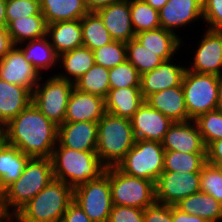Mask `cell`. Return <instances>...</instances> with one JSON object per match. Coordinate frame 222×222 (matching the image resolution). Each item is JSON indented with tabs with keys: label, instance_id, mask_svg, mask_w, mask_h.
<instances>
[{
	"label": "cell",
	"instance_id": "1",
	"mask_svg": "<svg viewBox=\"0 0 222 222\" xmlns=\"http://www.w3.org/2000/svg\"><path fill=\"white\" fill-rule=\"evenodd\" d=\"M7 143L31 158H51L57 144L58 126L32 102L4 126Z\"/></svg>",
	"mask_w": 222,
	"mask_h": 222
},
{
	"label": "cell",
	"instance_id": "2",
	"mask_svg": "<svg viewBox=\"0 0 222 222\" xmlns=\"http://www.w3.org/2000/svg\"><path fill=\"white\" fill-rule=\"evenodd\" d=\"M56 146L51 156L54 179L63 181L73 190L105 173L107 167L96 151L74 150L58 143Z\"/></svg>",
	"mask_w": 222,
	"mask_h": 222
},
{
	"label": "cell",
	"instance_id": "3",
	"mask_svg": "<svg viewBox=\"0 0 222 222\" xmlns=\"http://www.w3.org/2000/svg\"><path fill=\"white\" fill-rule=\"evenodd\" d=\"M53 179L51 158H31L22 175L2 192L5 214L14 216Z\"/></svg>",
	"mask_w": 222,
	"mask_h": 222
},
{
	"label": "cell",
	"instance_id": "4",
	"mask_svg": "<svg viewBox=\"0 0 222 222\" xmlns=\"http://www.w3.org/2000/svg\"><path fill=\"white\" fill-rule=\"evenodd\" d=\"M135 141L130 119L106 112L98 121L96 153L107 168L117 166Z\"/></svg>",
	"mask_w": 222,
	"mask_h": 222
},
{
	"label": "cell",
	"instance_id": "5",
	"mask_svg": "<svg viewBox=\"0 0 222 222\" xmlns=\"http://www.w3.org/2000/svg\"><path fill=\"white\" fill-rule=\"evenodd\" d=\"M73 201V189L53 179L13 217L18 222H61L67 206Z\"/></svg>",
	"mask_w": 222,
	"mask_h": 222
},
{
	"label": "cell",
	"instance_id": "6",
	"mask_svg": "<svg viewBox=\"0 0 222 222\" xmlns=\"http://www.w3.org/2000/svg\"><path fill=\"white\" fill-rule=\"evenodd\" d=\"M219 76L196 73L186 69L182 89L188 111V121L217 110Z\"/></svg>",
	"mask_w": 222,
	"mask_h": 222
},
{
	"label": "cell",
	"instance_id": "7",
	"mask_svg": "<svg viewBox=\"0 0 222 222\" xmlns=\"http://www.w3.org/2000/svg\"><path fill=\"white\" fill-rule=\"evenodd\" d=\"M164 152L161 142L136 140L117 167L127 175L155 183L163 172Z\"/></svg>",
	"mask_w": 222,
	"mask_h": 222
},
{
	"label": "cell",
	"instance_id": "8",
	"mask_svg": "<svg viewBox=\"0 0 222 222\" xmlns=\"http://www.w3.org/2000/svg\"><path fill=\"white\" fill-rule=\"evenodd\" d=\"M112 203L145 209L156 202L155 183L130 176L117 166L110 167Z\"/></svg>",
	"mask_w": 222,
	"mask_h": 222
},
{
	"label": "cell",
	"instance_id": "9",
	"mask_svg": "<svg viewBox=\"0 0 222 222\" xmlns=\"http://www.w3.org/2000/svg\"><path fill=\"white\" fill-rule=\"evenodd\" d=\"M73 200L93 222H108L113 206L110 167L97 179L89 180L73 190Z\"/></svg>",
	"mask_w": 222,
	"mask_h": 222
},
{
	"label": "cell",
	"instance_id": "10",
	"mask_svg": "<svg viewBox=\"0 0 222 222\" xmlns=\"http://www.w3.org/2000/svg\"><path fill=\"white\" fill-rule=\"evenodd\" d=\"M43 85L40 81L34 88L32 103L49 120L59 126L64 123L68 101L74 89V83L59 78L54 74V76H50Z\"/></svg>",
	"mask_w": 222,
	"mask_h": 222
},
{
	"label": "cell",
	"instance_id": "11",
	"mask_svg": "<svg viewBox=\"0 0 222 222\" xmlns=\"http://www.w3.org/2000/svg\"><path fill=\"white\" fill-rule=\"evenodd\" d=\"M200 191V172L163 171L155 182L156 202L171 206Z\"/></svg>",
	"mask_w": 222,
	"mask_h": 222
},
{
	"label": "cell",
	"instance_id": "12",
	"mask_svg": "<svg viewBox=\"0 0 222 222\" xmlns=\"http://www.w3.org/2000/svg\"><path fill=\"white\" fill-rule=\"evenodd\" d=\"M39 74L40 72L25 59L23 52L17 46H13L0 60V79L23 86L31 93L40 80L42 81Z\"/></svg>",
	"mask_w": 222,
	"mask_h": 222
},
{
	"label": "cell",
	"instance_id": "13",
	"mask_svg": "<svg viewBox=\"0 0 222 222\" xmlns=\"http://www.w3.org/2000/svg\"><path fill=\"white\" fill-rule=\"evenodd\" d=\"M205 34V35H204ZM189 71L222 76V30L207 29Z\"/></svg>",
	"mask_w": 222,
	"mask_h": 222
},
{
	"label": "cell",
	"instance_id": "14",
	"mask_svg": "<svg viewBox=\"0 0 222 222\" xmlns=\"http://www.w3.org/2000/svg\"><path fill=\"white\" fill-rule=\"evenodd\" d=\"M130 120L136 140L162 142L165 133L173 124L169 117L153 109L146 101L138 108Z\"/></svg>",
	"mask_w": 222,
	"mask_h": 222
},
{
	"label": "cell",
	"instance_id": "15",
	"mask_svg": "<svg viewBox=\"0 0 222 222\" xmlns=\"http://www.w3.org/2000/svg\"><path fill=\"white\" fill-rule=\"evenodd\" d=\"M161 143L165 150L206 153V146L194 120L173 122Z\"/></svg>",
	"mask_w": 222,
	"mask_h": 222
},
{
	"label": "cell",
	"instance_id": "16",
	"mask_svg": "<svg viewBox=\"0 0 222 222\" xmlns=\"http://www.w3.org/2000/svg\"><path fill=\"white\" fill-rule=\"evenodd\" d=\"M98 122H64L58 126L57 143L79 151H96Z\"/></svg>",
	"mask_w": 222,
	"mask_h": 222
},
{
	"label": "cell",
	"instance_id": "17",
	"mask_svg": "<svg viewBox=\"0 0 222 222\" xmlns=\"http://www.w3.org/2000/svg\"><path fill=\"white\" fill-rule=\"evenodd\" d=\"M199 18L203 19L202 0H168L159 10L161 28L173 33Z\"/></svg>",
	"mask_w": 222,
	"mask_h": 222
},
{
	"label": "cell",
	"instance_id": "18",
	"mask_svg": "<svg viewBox=\"0 0 222 222\" xmlns=\"http://www.w3.org/2000/svg\"><path fill=\"white\" fill-rule=\"evenodd\" d=\"M115 41L128 42L135 38L131 15L130 0L114 2L96 11Z\"/></svg>",
	"mask_w": 222,
	"mask_h": 222
},
{
	"label": "cell",
	"instance_id": "19",
	"mask_svg": "<svg viewBox=\"0 0 222 222\" xmlns=\"http://www.w3.org/2000/svg\"><path fill=\"white\" fill-rule=\"evenodd\" d=\"M171 61H163L157 68L141 75L140 91L144 99L153 93L182 84L186 66Z\"/></svg>",
	"mask_w": 222,
	"mask_h": 222
},
{
	"label": "cell",
	"instance_id": "20",
	"mask_svg": "<svg viewBox=\"0 0 222 222\" xmlns=\"http://www.w3.org/2000/svg\"><path fill=\"white\" fill-rule=\"evenodd\" d=\"M105 113L104 98L74 88L68 101L64 122H98Z\"/></svg>",
	"mask_w": 222,
	"mask_h": 222
},
{
	"label": "cell",
	"instance_id": "21",
	"mask_svg": "<svg viewBox=\"0 0 222 222\" xmlns=\"http://www.w3.org/2000/svg\"><path fill=\"white\" fill-rule=\"evenodd\" d=\"M145 101L173 122L188 121L182 84L149 95Z\"/></svg>",
	"mask_w": 222,
	"mask_h": 222
},
{
	"label": "cell",
	"instance_id": "22",
	"mask_svg": "<svg viewBox=\"0 0 222 222\" xmlns=\"http://www.w3.org/2000/svg\"><path fill=\"white\" fill-rule=\"evenodd\" d=\"M32 102V93L23 86L0 79V123L5 126Z\"/></svg>",
	"mask_w": 222,
	"mask_h": 222
},
{
	"label": "cell",
	"instance_id": "23",
	"mask_svg": "<svg viewBox=\"0 0 222 222\" xmlns=\"http://www.w3.org/2000/svg\"><path fill=\"white\" fill-rule=\"evenodd\" d=\"M47 36L56 54L72 51L83 46L81 20H71L47 25Z\"/></svg>",
	"mask_w": 222,
	"mask_h": 222
},
{
	"label": "cell",
	"instance_id": "24",
	"mask_svg": "<svg viewBox=\"0 0 222 222\" xmlns=\"http://www.w3.org/2000/svg\"><path fill=\"white\" fill-rule=\"evenodd\" d=\"M145 99L140 87L110 89L105 97L106 112L131 119Z\"/></svg>",
	"mask_w": 222,
	"mask_h": 222
},
{
	"label": "cell",
	"instance_id": "25",
	"mask_svg": "<svg viewBox=\"0 0 222 222\" xmlns=\"http://www.w3.org/2000/svg\"><path fill=\"white\" fill-rule=\"evenodd\" d=\"M135 39L164 61L173 59L182 41L176 33L161 27L139 32L135 34Z\"/></svg>",
	"mask_w": 222,
	"mask_h": 222
},
{
	"label": "cell",
	"instance_id": "26",
	"mask_svg": "<svg viewBox=\"0 0 222 222\" xmlns=\"http://www.w3.org/2000/svg\"><path fill=\"white\" fill-rule=\"evenodd\" d=\"M40 9L47 25L81 20L89 12L84 0H40Z\"/></svg>",
	"mask_w": 222,
	"mask_h": 222
},
{
	"label": "cell",
	"instance_id": "27",
	"mask_svg": "<svg viewBox=\"0 0 222 222\" xmlns=\"http://www.w3.org/2000/svg\"><path fill=\"white\" fill-rule=\"evenodd\" d=\"M31 159L18 147L6 143L0 150V191L3 192L23 173Z\"/></svg>",
	"mask_w": 222,
	"mask_h": 222
},
{
	"label": "cell",
	"instance_id": "28",
	"mask_svg": "<svg viewBox=\"0 0 222 222\" xmlns=\"http://www.w3.org/2000/svg\"><path fill=\"white\" fill-rule=\"evenodd\" d=\"M175 206L184 213L197 215L209 222L222 220V203L201 191L182 199Z\"/></svg>",
	"mask_w": 222,
	"mask_h": 222
},
{
	"label": "cell",
	"instance_id": "29",
	"mask_svg": "<svg viewBox=\"0 0 222 222\" xmlns=\"http://www.w3.org/2000/svg\"><path fill=\"white\" fill-rule=\"evenodd\" d=\"M59 61H62V66L67 73H57L55 75L73 83H75L82 75L87 73L95 64L93 51L84 46L61 54L58 56V62Z\"/></svg>",
	"mask_w": 222,
	"mask_h": 222
},
{
	"label": "cell",
	"instance_id": "30",
	"mask_svg": "<svg viewBox=\"0 0 222 222\" xmlns=\"http://www.w3.org/2000/svg\"><path fill=\"white\" fill-rule=\"evenodd\" d=\"M24 43H21L23 48H18L23 52L25 59L32 63L38 72L51 69L53 65L55 67L58 63L61 64L58 62V55L47 35Z\"/></svg>",
	"mask_w": 222,
	"mask_h": 222
},
{
	"label": "cell",
	"instance_id": "31",
	"mask_svg": "<svg viewBox=\"0 0 222 222\" xmlns=\"http://www.w3.org/2000/svg\"><path fill=\"white\" fill-rule=\"evenodd\" d=\"M7 30L14 46H20L21 43L46 36L47 23L43 15H33L13 20Z\"/></svg>",
	"mask_w": 222,
	"mask_h": 222
},
{
	"label": "cell",
	"instance_id": "32",
	"mask_svg": "<svg viewBox=\"0 0 222 222\" xmlns=\"http://www.w3.org/2000/svg\"><path fill=\"white\" fill-rule=\"evenodd\" d=\"M83 46L91 51L113 41L110 33L96 12H88L81 18Z\"/></svg>",
	"mask_w": 222,
	"mask_h": 222
},
{
	"label": "cell",
	"instance_id": "33",
	"mask_svg": "<svg viewBox=\"0 0 222 222\" xmlns=\"http://www.w3.org/2000/svg\"><path fill=\"white\" fill-rule=\"evenodd\" d=\"M207 163L206 153H183L165 150L163 171L200 172Z\"/></svg>",
	"mask_w": 222,
	"mask_h": 222
},
{
	"label": "cell",
	"instance_id": "34",
	"mask_svg": "<svg viewBox=\"0 0 222 222\" xmlns=\"http://www.w3.org/2000/svg\"><path fill=\"white\" fill-rule=\"evenodd\" d=\"M74 88L105 99L110 90L109 69L94 64L87 73L76 80Z\"/></svg>",
	"mask_w": 222,
	"mask_h": 222
},
{
	"label": "cell",
	"instance_id": "35",
	"mask_svg": "<svg viewBox=\"0 0 222 222\" xmlns=\"http://www.w3.org/2000/svg\"><path fill=\"white\" fill-rule=\"evenodd\" d=\"M127 60L137 69L140 75L157 68L164 60L146 49L135 38L126 42Z\"/></svg>",
	"mask_w": 222,
	"mask_h": 222
},
{
	"label": "cell",
	"instance_id": "36",
	"mask_svg": "<svg viewBox=\"0 0 222 222\" xmlns=\"http://www.w3.org/2000/svg\"><path fill=\"white\" fill-rule=\"evenodd\" d=\"M130 15L135 34L161 27L159 11L144 0H130Z\"/></svg>",
	"mask_w": 222,
	"mask_h": 222
},
{
	"label": "cell",
	"instance_id": "37",
	"mask_svg": "<svg viewBox=\"0 0 222 222\" xmlns=\"http://www.w3.org/2000/svg\"><path fill=\"white\" fill-rule=\"evenodd\" d=\"M95 64L111 69L127 60L126 43L115 41L93 50Z\"/></svg>",
	"mask_w": 222,
	"mask_h": 222
},
{
	"label": "cell",
	"instance_id": "38",
	"mask_svg": "<svg viewBox=\"0 0 222 222\" xmlns=\"http://www.w3.org/2000/svg\"><path fill=\"white\" fill-rule=\"evenodd\" d=\"M195 123L201 133L206 148L214 141L222 139V111L214 110L198 116Z\"/></svg>",
	"mask_w": 222,
	"mask_h": 222
},
{
	"label": "cell",
	"instance_id": "39",
	"mask_svg": "<svg viewBox=\"0 0 222 222\" xmlns=\"http://www.w3.org/2000/svg\"><path fill=\"white\" fill-rule=\"evenodd\" d=\"M140 81V73L128 60L109 69L110 89L140 87Z\"/></svg>",
	"mask_w": 222,
	"mask_h": 222
},
{
	"label": "cell",
	"instance_id": "40",
	"mask_svg": "<svg viewBox=\"0 0 222 222\" xmlns=\"http://www.w3.org/2000/svg\"><path fill=\"white\" fill-rule=\"evenodd\" d=\"M200 189L222 203V169L206 163L200 171Z\"/></svg>",
	"mask_w": 222,
	"mask_h": 222
},
{
	"label": "cell",
	"instance_id": "41",
	"mask_svg": "<svg viewBox=\"0 0 222 222\" xmlns=\"http://www.w3.org/2000/svg\"><path fill=\"white\" fill-rule=\"evenodd\" d=\"M5 13L7 26L18 18L42 15L40 0H6Z\"/></svg>",
	"mask_w": 222,
	"mask_h": 222
},
{
	"label": "cell",
	"instance_id": "42",
	"mask_svg": "<svg viewBox=\"0 0 222 222\" xmlns=\"http://www.w3.org/2000/svg\"><path fill=\"white\" fill-rule=\"evenodd\" d=\"M108 222H144V209L113 204Z\"/></svg>",
	"mask_w": 222,
	"mask_h": 222
},
{
	"label": "cell",
	"instance_id": "43",
	"mask_svg": "<svg viewBox=\"0 0 222 222\" xmlns=\"http://www.w3.org/2000/svg\"><path fill=\"white\" fill-rule=\"evenodd\" d=\"M203 19L210 26L207 29L222 30V0H202Z\"/></svg>",
	"mask_w": 222,
	"mask_h": 222
},
{
	"label": "cell",
	"instance_id": "44",
	"mask_svg": "<svg viewBox=\"0 0 222 222\" xmlns=\"http://www.w3.org/2000/svg\"><path fill=\"white\" fill-rule=\"evenodd\" d=\"M144 222H173L172 206L155 202L144 209Z\"/></svg>",
	"mask_w": 222,
	"mask_h": 222
},
{
	"label": "cell",
	"instance_id": "45",
	"mask_svg": "<svg viewBox=\"0 0 222 222\" xmlns=\"http://www.w3.org/2000/svg\"><path fill=\"white\" fill-rule=\"evenodd\" d=\"M61 222H93L73 200L66 208Z\"/></svg>",
	"mask_w": 222,
	"mask_h": 222
},
{
	"label": "cell",
	"instance_id": "46",
	"mask_svg": "<svg viewBox=\"0 0 222 222\" xmlns=\"http://www.w3.org/2000/svg\"><path fill=\"white\" fill-rule=\"evenodd\" d=\"M207 163L222 167V139L212 142L206 148Z\"/></svg>",
	"mask_w": 222,
	"mask_h": 222
},
{
	"label": "cell",
	"instance_id": "47",
	"mask_svg": "<svg viewBox=\"0 0 222 222\" xmlns=\"http://www.w3.org/2000/svg\"><path fill=\"white\" fill-rule=\"evenodd\" d=\"M172 221L173 222H209L208 220L201 218L197 215H191L182 212L176 206H172Z\"/></svg>",
	"mask_w": 222,
	"mask_h": 222
},
{
	"label": "cell",
	"instance_id": "48",
	"mask_svg": "<svg viewBox=\"0 0 222 222\" xmlns=\"http://www.w3.org/2000/svg\"><path fill=\"white\" fill-rule=\"evenodd\" d=\"M14 46L7 27H0V60Z\"/></svg>",
	"mask_w": 222,
	"mask_h": 222
},
{
	"label": "cell",
	"instance_id": "49",
	"mask_svg": "<svg viewBox=\"0 0 222 222\" xmlns=\"http://www.w3.org/2000/svg\"><path fill=\"white\" fill-rule=\"evenodd\" d=\"M118 1L122 0H84L89 12H96L97 10Z\"/></svg>",
	"mask_w": 222,
	"mask_h": 222
},
{
	"label": "cell",
	"instance_id": "50",
	"mask_svg": "<svg viewBox=\"0 0 222 222\" xmlns=\"http://www.w3.org/2000/svg\"><path fill=\"white\" fill-rule=\"evenodd\" d=\"M5 9L6 0H0V27H7Z\"/></svg>",
	"mask_w": 222,
	"mask_h": 222
},
{
	"label": "cell",
	"instance_id": "51",
	"mask_svg": "<svg viewBox=\"0 0 222 222\" xmlns=\"http://www.w3.org/2000/svg\"><path fill=\"white\" fill-rule=\"evenodd\" d=\"M147 4H149L153 9L160 10L168 0H144Z\"/></svg>",
	"mask_w": 222,
	"mask_h": 222
},
{
	"label": "cell",
	"instance_id": "52",
	"mask_svg": "<svg viewBox=\"0 0 222 222\" xmlns=\"http://www.w3.org/2000/svg\"><path fill=\"white\" fill-rule=\"evenodd\" d=\"M217 110L222 111V76H219Z\"/></svg>",
	"mask_w": 222,
	"mask_h": 222
},
{
	"label": "cell",
	"instance_id": "53",
	"mask_svg": "<svg viewBox=\"0 0 222 222\" xmlns=\"http://www.w3.org/2000/svg\"><path fill=\"white\" fill-rule=\"evenodd\" d=\"M0 217H7L3 210V205H2V192L0 191Z\"/></svg>",
	"mask_w": 222,
	"mask_h": 222
},
{
	"label": "cell",
	"instance_id": "54",
	"mask_svg": "<svg viewBox=\"0 0 222 222\" xmlns=\"http://www.w3.org/2000/svg\"><path fill=\"white\" fill-rule=\"evenodd\" d=\"M7 143L5 134L0 138V150L3 148V146Z\"/></svg>",
	"mask_w": 222,
	"mask_h": 222
},
{
	"label": "cell",
	"instance_id": "55",
	"mask_svg": "<svg viewBox=\"0 0 222 222\" xmlns=\"http://www.w3.org/2000/svg\"><path fill=\"white\" fill-rule=\"evenodd\" d=\"M13 216H7L3 221L1 222H18L16 219L14 220Z\"/></svg>",
	"mask_w": 222,
	"mask_h": 222
},
{
	"label": "cell",
	"instance_id": "56",
	"mask_svg": "<svg viewBox=\"0 0 222 222\" xmlns=\"http://www.w3.org/2000/svg\"><path fill=\"white\" fill-rule=\"evenodd\" d=\"M4 126L0 123V138L4 135Z\"/></svg>",
	"mask_w": 222,
	"mask_h": 222
},
{
	"label": "cell",
	"instance_id": "57",
	"mask_svg": "<svg viewBox=\"0 0 222 222\" xmlns=\"http://www.w3.org/2000/svg\"><path fill=\"white\" fill-rule=\"evenodd\" d=\"M6 217H0V222L3 221Z\"/></svg>",
	"mask_w": 222,
	"mask_h": 222
}]
</instances>
